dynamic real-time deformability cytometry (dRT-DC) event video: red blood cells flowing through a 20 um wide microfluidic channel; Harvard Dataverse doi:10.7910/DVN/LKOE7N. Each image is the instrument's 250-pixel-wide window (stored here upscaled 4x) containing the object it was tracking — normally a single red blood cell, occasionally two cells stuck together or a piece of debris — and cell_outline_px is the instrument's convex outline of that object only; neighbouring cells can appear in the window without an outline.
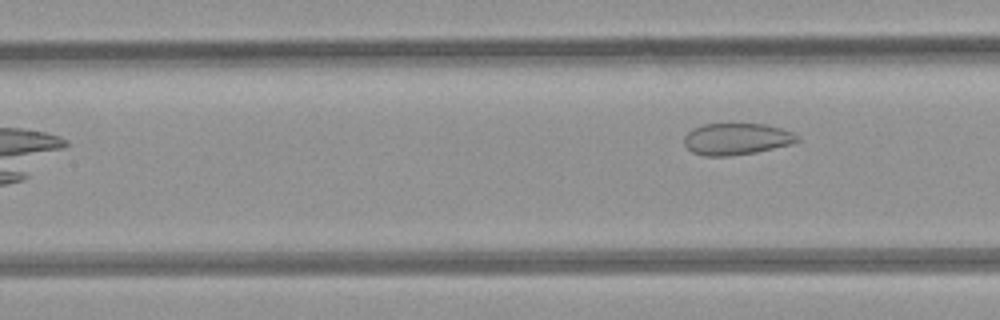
{"species": "common noctule bat (a hibernating species)", "species_latin": "Nyctalus noctula", "temperature_condition": "room temperature", "stored_images_in_passage": 7, "camera_frame_rate_fps": 3000, "um_per_image_px": 0.085, "animal": {"sex": "female", "body_mass_g": 21.9}, "frame": {"image": 1, "passage_image": 7, "time_ms": 7.0, "image_size_px": [1000, 320], "cell_outline_px": [[800, 140], [792, 144], [756, 152], [728, 156], [704, 156], [692, 152], [684, 144], [684, 136], [692, 128], [704, 124], [764, 124], [780, 128], [792, 132], [800, 136]], "centroid_in_image_um": [62.61, 11.81], "position_along_channel_um": 144.8, "area_um2": 20.92}}